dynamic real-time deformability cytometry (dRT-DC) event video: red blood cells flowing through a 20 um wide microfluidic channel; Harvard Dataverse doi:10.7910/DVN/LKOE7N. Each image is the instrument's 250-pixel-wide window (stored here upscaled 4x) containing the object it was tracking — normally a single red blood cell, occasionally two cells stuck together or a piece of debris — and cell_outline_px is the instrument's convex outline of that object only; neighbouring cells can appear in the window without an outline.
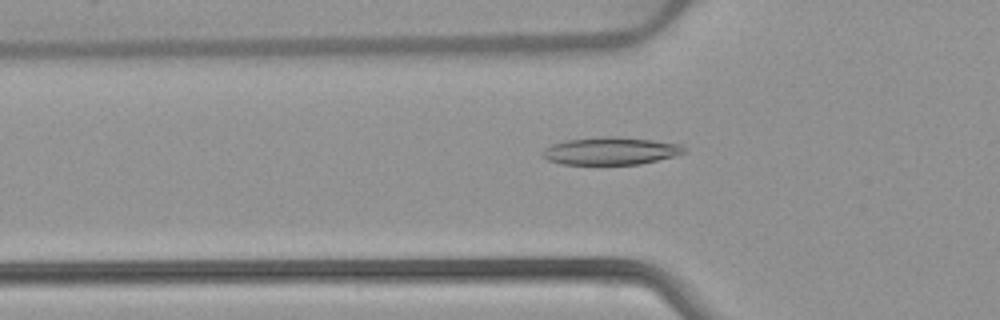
{"species": "common noctule bat (a hibernating species)", "species_latin": "Nyctalus noctula", "temperature_condition": "warm", "stored_images_in_passage": 52, "camera_frame_rate_fps": 3000, "um_per_image_px": 0.085, "animal": {"sex": "female", "body_mass_g": 22.7, "forearm_length_mm": 54.2}, "frame": {"image": 1, "passage_image": 17, "time_ms": 5.333, "image_size_px": [1000, 320], "cell_outline_px": [[688, 152], [676, 156], [640, 164], [560, 164], [548, 160], [540, 156], [540, 152], [544, 148], [552, 144], [568, 140], [600, 136], [616, 136], [652, 140], [680, 144]], "centroid_in_image_um": [51.89, 12.83], "position_along_channel_um": 73.9, "area_um2": 22.95}}
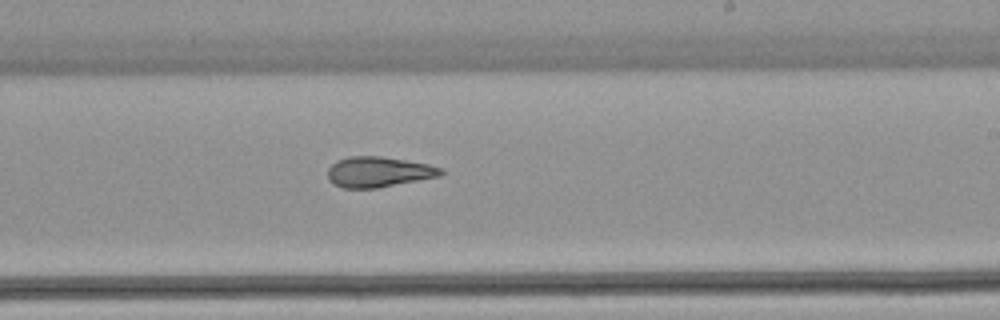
{"frame": {"image": 2, "passage_image": 31, "time_ms": 10.0, "image_size_px": [1000, 320], "cell_outline_px": [[444, 172], [440, 176], [376, 188], [340, 188], [332, 184], [328, 180], [328, 168], [336, 160], [348, 156], [380, 156], [428, 164], [444, 168]], "centroid_in_image_um": [32.14, 14.61], "position_along_channel_um": 256.9, "area_um2": 20.17}}
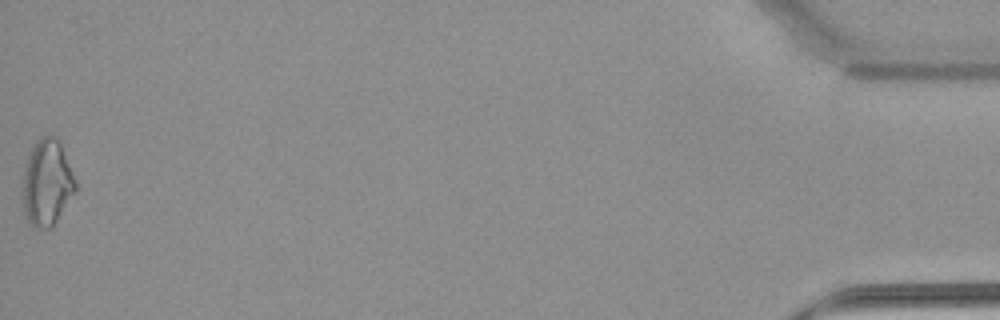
{"frame": {"image": 3, "passage_image": 52, "time_ms": 17.0, "image_size_px": [1000, 320], "cell_outline_px": [[76, 192], [56, 220], [48, 228], [32, 228], [24, 216], [24, 168], [28, 156], [32, 148], [44, 136], [56, 136], [60, 144], [76, 180]], "centroid_in_image_um": [4.0, 15.57], "position_along_channel_um": 431.2, "area_um2": 25.95}, "authors_computed_cell_mechanics": {"area_um2": 21.3571, "velocity_mm_per_s": 3.9114, "shape_relaxation_time_tau1_ms": null, "shape_relaxation_time_tau2_ms": 3.5251, "deformation_change_tau1": null, "deformation_change_tau2": 0.1263}}